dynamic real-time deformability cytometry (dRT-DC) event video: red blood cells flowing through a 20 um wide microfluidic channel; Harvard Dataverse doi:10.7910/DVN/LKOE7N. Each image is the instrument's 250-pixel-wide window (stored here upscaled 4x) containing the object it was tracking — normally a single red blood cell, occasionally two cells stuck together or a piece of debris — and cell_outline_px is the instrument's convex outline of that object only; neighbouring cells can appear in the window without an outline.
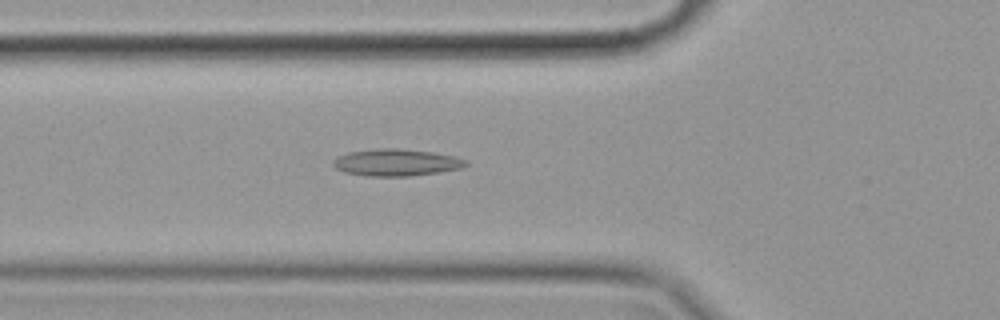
{"species": "common noctule bat (a hibernating species)", "species_latin": "Nyctalus noctula", "temperature_condition": "cold", "stored_images_in_passage": 41, "camera_frame_rate_fps": 3000, "um_per_image_px": 0.085, "animal": {"sex": "female", "body_mass_g": 19.9}, "frame": {"image": 1, "passage_image": 8, "time_ms": 2.333, "image_size_px": [1000, 320], "cell_outline_px": [[468, 164], [460, 168], [440, 172], [408, 176], [364, 176], [344, 172], [336, 168], [332, 164], [332, 160], [336, 156], [348, 152], [376, 148], [400, 148], [432, 152], [456, 156], [468, 160]], "centroid_in_image_um": [33.66, 13.8], "position_along_channel_um": 92.1, "area_um2": 21.1}}
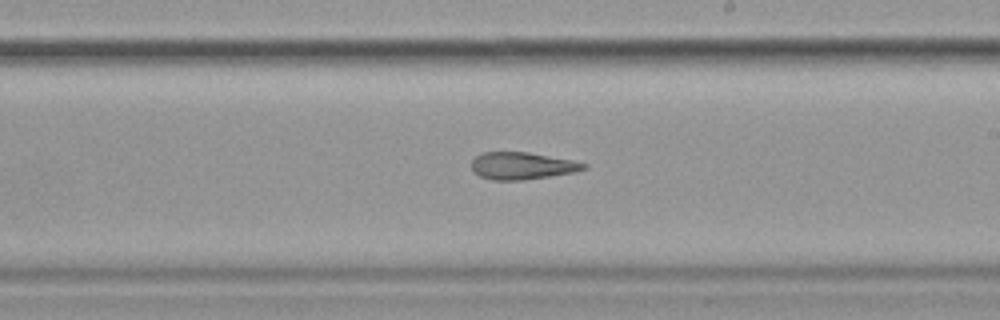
{"frame": {"image": 2, "passage_image": 21, "time_ms": 6.667, "image_size_px": [1000, 320], "cell_outline_px": [[588, 168], [576, 172], [524, 180], [492, 180], [480, 176], [472, 172], [472, 160], [476, 156], [484, 152], [528, 152], [572, 160], [588, 164]], "centroid_in_image_um": [44.39, 14.1], "position_along_channel_um": 244.6, "area_um2": 17.86}}
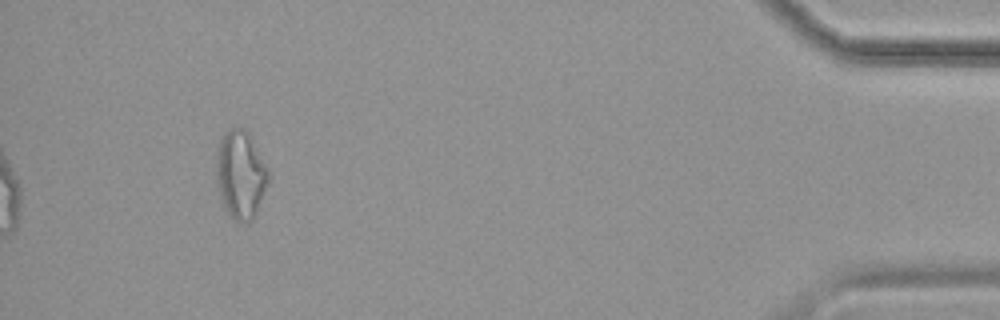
{"frame": {"image": 3, "passage_image": 41, "time_ms": 13.333, "image_size_px": [1000, 320], "cell_outline_px": [[268, 184], [256, 212], [252, 220], [236, 220], [224, 208], [220, 196], [216, 176], [216, 152], [220, 140], [228, 128], [244, 128], [248, 132], [268, 168]], "centroid_in_image_um": [20.44, 14.8], "position_along_channel_um": 414.8, "area_um2": 26.41}, "authors_computed_cell_mechanics": {"area_um2": 19.3052, "velocity_mm_per_s": 3.5213, "shape_relaxation_time_tau1_ms": null, "shape_relaxation_time_tau2_ms": 5.0564, "deformation_change_tau1": null, "deformation_change_tau2": 0.137}}